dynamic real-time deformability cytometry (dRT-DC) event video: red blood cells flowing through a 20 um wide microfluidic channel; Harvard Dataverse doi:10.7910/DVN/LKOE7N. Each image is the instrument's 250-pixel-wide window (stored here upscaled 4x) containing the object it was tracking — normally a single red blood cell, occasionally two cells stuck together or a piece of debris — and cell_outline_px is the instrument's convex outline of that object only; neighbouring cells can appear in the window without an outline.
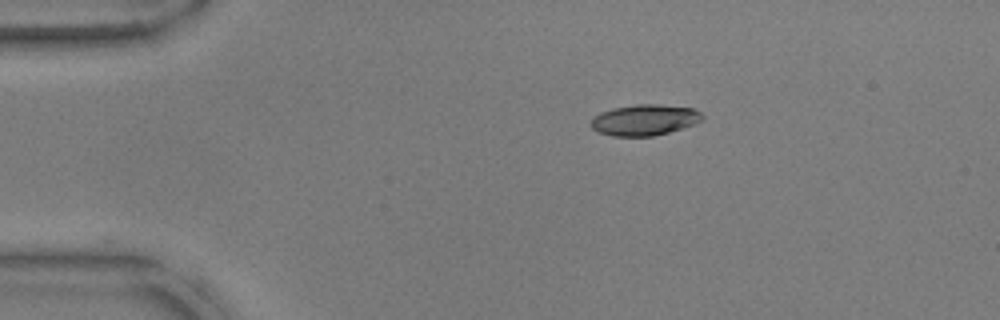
{"species": "common noctule bat (a hibernating species)", "species_latin": "Nyctalus noctula", "temperature_condition": "warm", "stored_images_in_passage": 44, "camera_frame_rate_fps": 3000, "um_per_image_px": 0.085, "animal": {"sex": "male", "body_mass_g": 17.9, "forearm_length_mm": 54.2}, "frame": {"image": 1, "passage_image": 1, "time_ms": 0.0, "image_size_px": [1000, 320], "cell_outline_px": [[704, 116], [696, 124], [668, 132], [652, 136], [612, 136], [600, 132], [592, 128], [588, 124], [592, 116], [600, 112], [612, 108], [636, 104], [660, 104], [692, 108], [700, 112]], "centroid_in_image_um": [54.74, 10.19], "position_along_channel_um": 30.3, "area_um2": 20.23}}
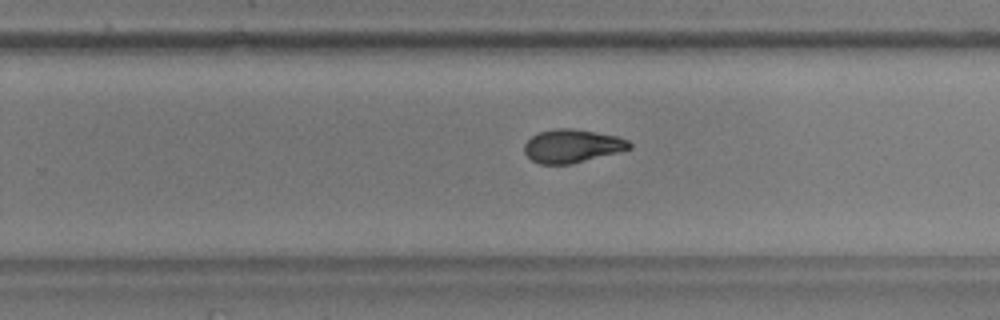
{"frame": {"image": 2, "passage_image": 25, "time_ms": 8.0, "image_size_px": [1000, 320], "cell_outline_px": [[632, 148], [572, 164], [540, 164], [532, 160], [524, 152], [524, 144], [532, 136], [540, 132], [552, 128], [572, 128], [616, 136], [628, 140], [632, 144]], "centroid_in_image_um": [48.61, 12.41], "position_along_channel_um": 281.2, "area_um2": 20.29}}
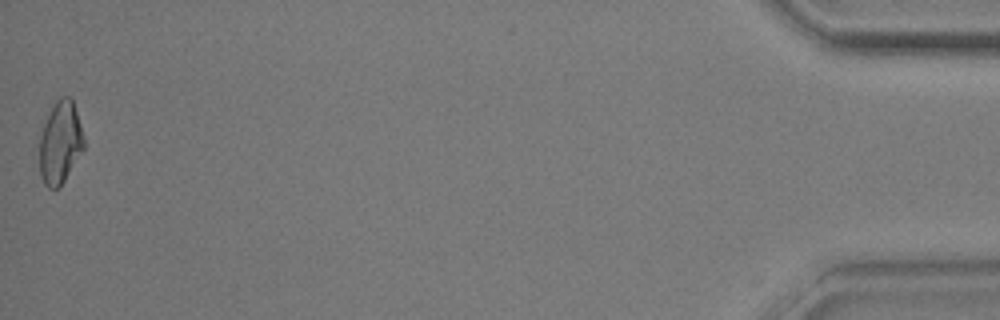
{"frame": {"image": 3, "passage_image": 44, "time_ms": 14.333, "image_size_px": [1000, 320], "cell_outline_px": [[84, 148], [64, 180], [56, 188], [48, 188], [44, 184], [40, 176], [40, 136], [44, 124], [52, 104], [60, 96], [68, 96], [72, 100], [84, 136]], "centroid_in_image_um": [5.1, 12.1], "position_along_channel_um": 430.1, "area_um2": 21.04}, "authors_computed_cell_mechanics": {"area_um2": 20.8947, "velocity_mm_per_s": 3.8047, "shape_relaxation_time_tau1_ms": 4.9616, "shape_relaxation_time_tau2_ms": 4.3035, "deformation_change_tau1": 0.1617, "deformation_change_tau2": 0.1042}}